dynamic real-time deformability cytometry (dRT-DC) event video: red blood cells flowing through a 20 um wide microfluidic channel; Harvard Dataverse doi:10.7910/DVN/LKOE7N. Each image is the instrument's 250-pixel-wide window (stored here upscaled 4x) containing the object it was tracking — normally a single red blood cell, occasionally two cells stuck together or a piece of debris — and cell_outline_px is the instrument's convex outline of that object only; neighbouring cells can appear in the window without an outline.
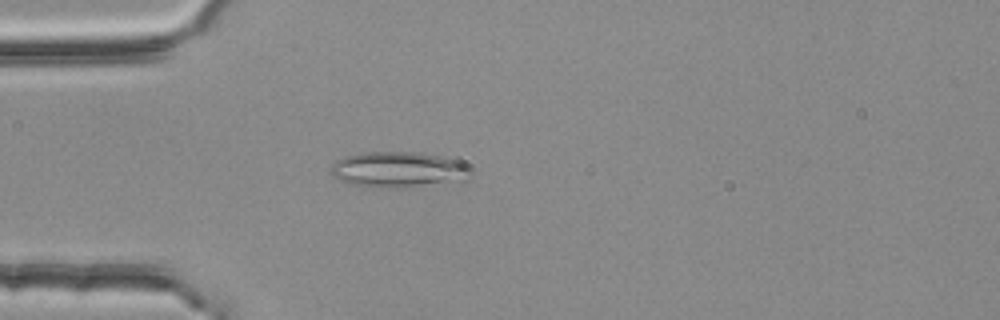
{"species": "common noctule bat (a hibernating species)", "species_latin": "Nyctalus noctula", "temperature_condition": "room temperature", "stored_images_in_passage": 32, "camera_frame_rate_fps": 3000, "um_per_image_px": 0.085, "animal": {"sex": "female", "body_mass_g": 25.1}, "frame": {"image": 1, "passage_image": 4, "time_ms": 1.0, "image_size_px": [1000, 320], "cell_outline_px": [[472, 176], [468, 180], [396, 188], [372, 188], [348, 184], [332, 176], [328, 172], [332, 164], [336, 160], [344, 156], [368, 152], [420, 152], [440, 156], [456, 160], [464, 164], [468, 168]], "centroid_in_image_um": [33.8, 14.43], "position_along_channel_um": 51.2, "area_um2": 29.42}}
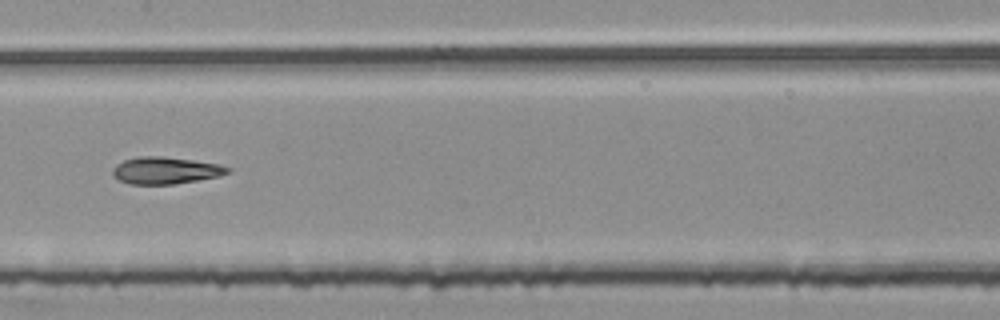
{"frame": {"image": 2, "passage_image": 16, "time_ms": 5.0, "image_size_px": [1000, 320], "cell_outline_px": [[232, 172], [220, 176], [172, 184], [132, 184], [120, 180], [112, 172], [112, 168], [116, 164], [124, 160], [140, 156], [160, 156], [192, 160], [220, 164], [232, 168]], "centroid_in_image_um": [14.11, 14.48], "position_along_channel_um": 193.3, "area_um2": 17.98}}
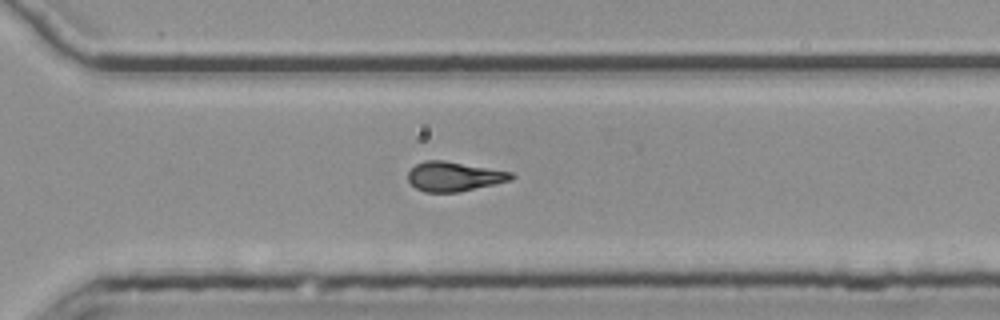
{"frame": {"image": 3, "passage_image": 27, "time_ms": 8.667, "image_size_px": [1000, 320], "cell_outline_px": [[516, 176], [512, 180], [496, 184], [460, 192], [424, 192], [416, 188], [408, 180], [408, 172], [416, 164], [424, 160], [444, 160], [512, 172]], "centroid_in_image_um": [38.61, 15.0], "position_along_channel_um": 332.0, "area_um2": 17.86}, "authors_computed_cell_mechanics": {"area_um2": 17.8602, "velocity_mm_per_s": 3.7946, "shape_relaxation_time_tau1_ms": null, "shape_relaxation_time_tau2_ms": 2.8899, "deformation_change_tau1": null, "deformation_change_tau2": 0.1129}}